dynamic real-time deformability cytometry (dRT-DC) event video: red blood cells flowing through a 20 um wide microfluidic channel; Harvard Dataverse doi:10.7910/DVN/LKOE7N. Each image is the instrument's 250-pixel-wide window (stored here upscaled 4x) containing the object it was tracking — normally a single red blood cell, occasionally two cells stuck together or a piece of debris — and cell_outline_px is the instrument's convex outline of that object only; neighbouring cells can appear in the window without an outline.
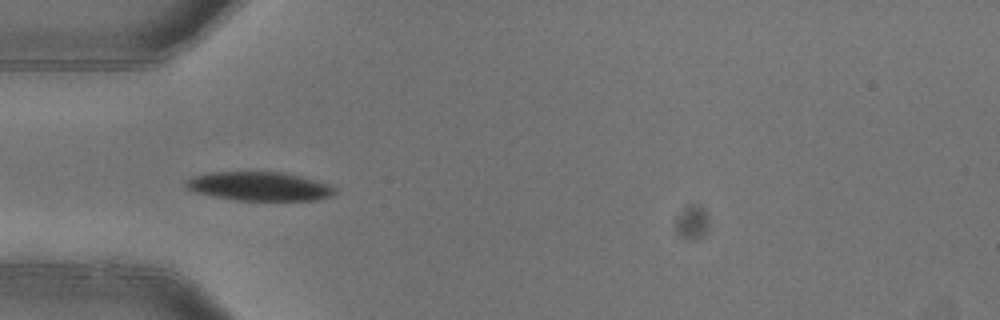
{"species": "common noctule bat (a hibernating species)", "species_latin": "Nyctalus noctula", "temperature_condition": "warm", "stored_images_in_passage": 4, "camera_frame_rate_fps": 3000, "um_per_image_px": 0.085, "animal": {"sex": "female"}, "frame": {"image": 1, "passage_image": 1, "time_ms": 0.0, "image_size_px": [1000, 320], "cell_outline_px": [[336, 192], [332, 196], [320, 200], [236, 200], [196, 192], [188, 188], [184, 184], [192, 176], [212, 172], [284, 172], [304, 176], [328, 184], [336, 188]], "centroid_in_image_um": [22.12, 15.83], "position_along_channel_um": 62.9, "area_um2": 25.03}}